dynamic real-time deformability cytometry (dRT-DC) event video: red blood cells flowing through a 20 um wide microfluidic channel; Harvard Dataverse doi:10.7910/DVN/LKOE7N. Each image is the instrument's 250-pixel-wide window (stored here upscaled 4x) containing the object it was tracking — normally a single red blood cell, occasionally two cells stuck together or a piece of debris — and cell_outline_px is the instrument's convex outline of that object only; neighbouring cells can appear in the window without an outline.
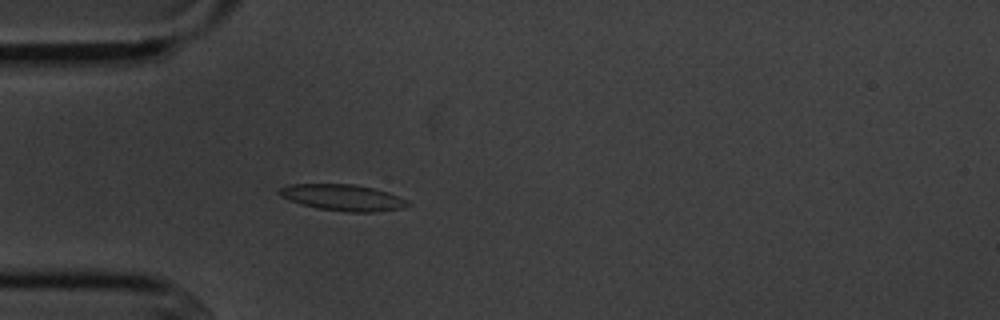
{"species": "common noctule bat (a hibernating species)", "species_latin": "Nyctalus noctula", "temperature_condition": "cold", "stored_images_in_passage": 2, "camera_frame_rate_fps": 3000, "um_per_image_px": 0.085, "animal": {"sex": "male", "body_mass_g": 20.1, "forearm_length_mm": 53.5}, "frame": {"image": 1, "passage_image": 2, "time_ms": 1.333, "image_size_px": [1000, 320], "cell_outline_px": [[412, 204], [400, 208], [372, 212], [348, 212], [316, 208], [300, 204], [280, 196], [276, 192], [280, 188], [288, 184], [352, 184], [372, 188], [388, 192], [408, 200]], "centroid_in_image_um": [29.11, 16.79], "position_along_channel_um": 55.9, "area_um2": 19.65}}